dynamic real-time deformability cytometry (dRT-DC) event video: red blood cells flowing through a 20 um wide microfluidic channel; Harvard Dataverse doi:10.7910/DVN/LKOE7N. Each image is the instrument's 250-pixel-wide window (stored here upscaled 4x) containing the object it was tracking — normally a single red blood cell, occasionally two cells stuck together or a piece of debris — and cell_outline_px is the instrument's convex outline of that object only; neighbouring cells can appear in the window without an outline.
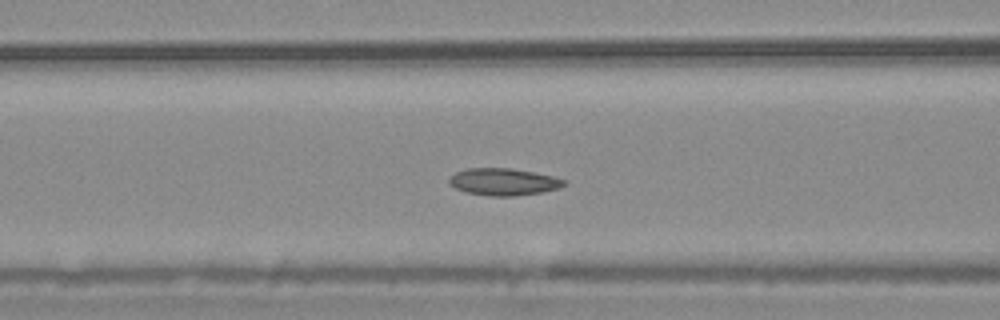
{"species": "common noctule bat (a hibernating species)", "species_latin": "Nyctalus noctula", "temperature_condition": "warm", "stored_images_in_passage": 57, "camera_frame_rate_fps": 3000, "um_per_image_px": 0.085, "animal": {"sex": "male", "body_mass_g": 20.4}, "frame": {"image": 1, "passage_image": 23, "time_ms": 7.333, "image_size_px": [1000, 320], "cell_outline_px": [[568, 184], [560, 188], [544, 192], [516, 196], [488, 196], [464, 192], [448, 184], [448, 180], [456, 172], [468, 168], [512, 168], [552, 176], [568, 180]], "centroid_in_image_um": [42.84, 15.47], "position_along_channel_um": 123.8, "area_um2": 18.38}}
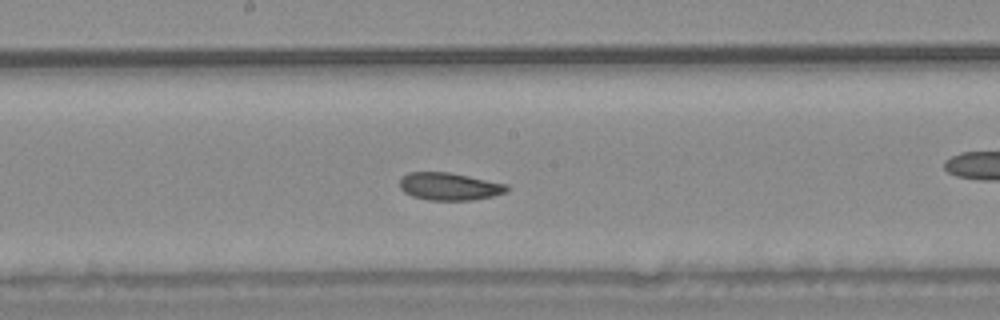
{"frame": {"image": 2, "passage_image": 30, "time_ms": 9.667, "image_size_px": [1000, 320], "cell_outline_px": [[508, 192], [492, 196], [472, 200], [428, 200], [412, 196], [404, 192], [400, 188], [400, 180], [408, 172], [448, 172], [508, 184]], "centroid_in_image_um": [38.2, 15.85], "position_along_channel_um": 210.0, "area_um2": 17.17}}
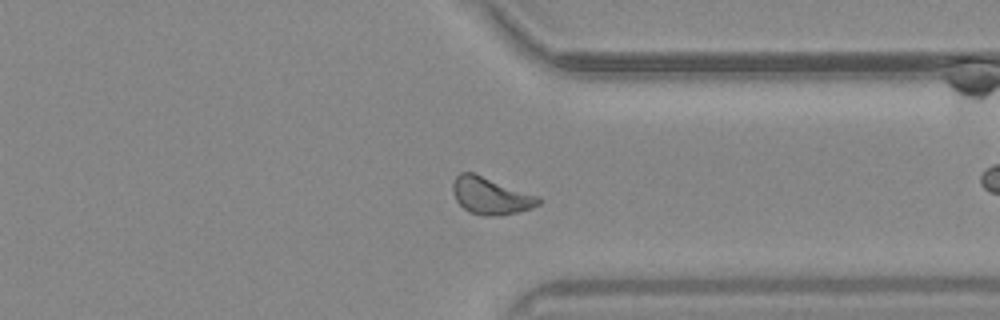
{"frame": {"image": 3, "passage_image": 43, "time_ms": 14.0, "image_size_px": [1000, 320], "cell_outline_px": [[544, 200], [540, 204], [532, 208], [500, 216], [484, 216], [468, 212], [456, 200], [452, 192], [452, 184], [456, 176], [460, 172], [472, 172], [540, 196]], "centroid_in_image_um": [41.73, 16.65], "position_along_channel_um": 369.7, "area_um2": 18.73}, "authors_computed_cell_mechanics": {"area_um2": 18.4382, "velocity_mm_per_s": 3.6971, "shape_relaxation_time_tau1_ms": 3.75, "shape_relaxation_time_tau2_ms": 3.1683, "deformation_change_tau1": 0.1054, "deformation_change_tau2": 0.0736}}